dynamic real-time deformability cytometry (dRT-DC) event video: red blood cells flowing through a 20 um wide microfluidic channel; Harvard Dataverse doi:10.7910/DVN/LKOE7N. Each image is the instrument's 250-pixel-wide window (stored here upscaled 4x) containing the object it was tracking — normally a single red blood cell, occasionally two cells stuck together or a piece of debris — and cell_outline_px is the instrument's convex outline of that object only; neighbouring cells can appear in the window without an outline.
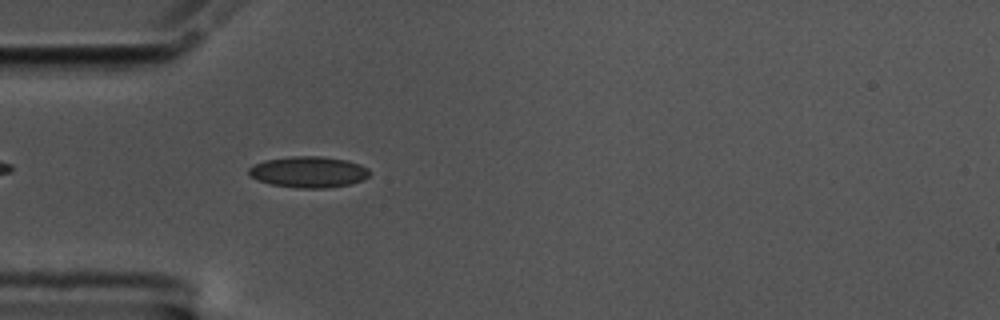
{"species": "common noctule bat (a hibernating species)", "species_latin": "Nyctalus noctula", "temperature_condition": "cold", "stored_images_in_passage": 44, "camera_frame_rate_fps": 3000, "um_per_image_px": 0.085, "animal": {"sex": "male", "body_mass_g": 17.5, "forearm_length_mm": 52.3}, "frame": {"image": 1, "passage_image": 4, "time_ms": 1.0, "image_size_px": [1000, 320], "cell_outline_px": [[368, 176], [360, 180], [348, 184], [328, 188], [300, 188], [272, 184], [256, 180], [248, 176], [248, 168], [264, 160], [292, 156], [324, 156], [348, 160], [360, 164], [368, 168]], "centroid_in_image_um": [26.19, 14.61], "position_along_channel_um": 58.8, "area_um2": 21.91}}
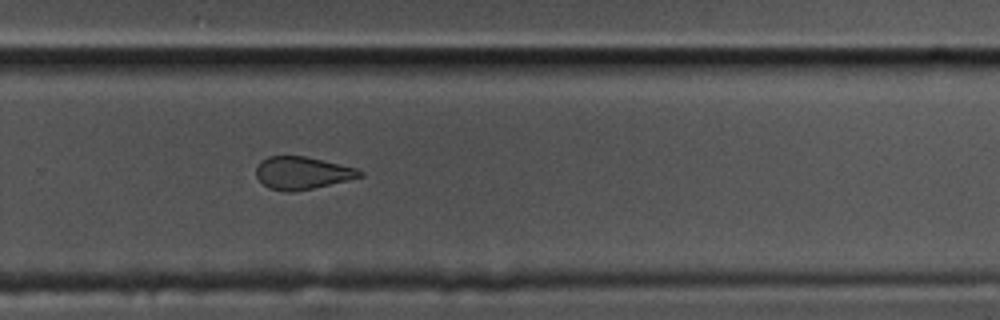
{"frame": {"image": 2, "passage_image": 25, "time_ms": 8.0, "image_size_px": [1000, 320], "cell_outline_px": [[364, 176], [348, 180], [312, 188], [292, 192], [288, 192], [268, 188], [256, 176], [256, 168], [260, 160], [268, 156], [304, 156], [340, 164], [356, 168], [364, 172]], "centroid_in_image_um": [25.68, 14.7], "position_along_channel_um": 304.1, "area_um2": 19.59}}
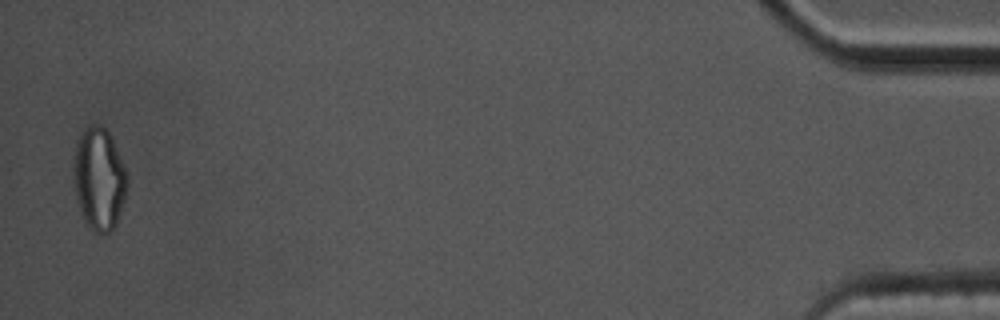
{"frame": {"image": 3, "passage_image": 43, "time_ms": 14.0, "image_size_px": [1000, 320], "cell_outline_px": [[128, 184], [116, 224], [108, 232], [92, 232], [84, 224], [76, 200], [72, 180], [72, 164], [76, 140], [80, 132], [84, 128], [92, 124], [100, 124], [108, 132], [116, 148], [128, 176]], "centroid_in_image_um": [8.36, 15.2], "position_along_channel_um": 426.8, "area_um2": 32.54}, "authors_computed_cell_mechanics": {"area_um2": 21.2704, "velocity_mm_per_s": 3.551, "shape_relaxation_time_tau1_ms": null, "shape_relaxation_time_tau2_ms": 2.5956, "deformation_change_tau1": null, "deformation_change_tau2": 0.0909}}